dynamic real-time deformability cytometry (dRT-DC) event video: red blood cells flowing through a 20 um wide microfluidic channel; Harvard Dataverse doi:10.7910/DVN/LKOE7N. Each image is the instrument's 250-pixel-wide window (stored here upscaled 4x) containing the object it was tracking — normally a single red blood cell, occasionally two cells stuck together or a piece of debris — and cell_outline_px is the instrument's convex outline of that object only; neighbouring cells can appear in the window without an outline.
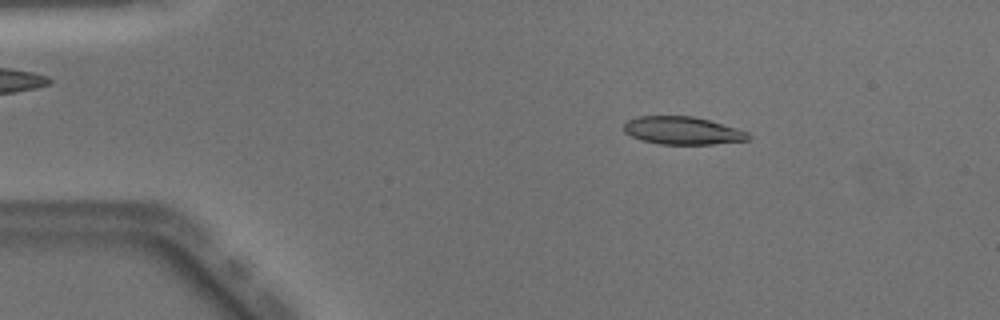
{"species": "Egyptian fruit bat (a non-hibernating species)", "species_latin": "Rousettus aegyptiacus", "temperature_condition": "warm", "stored_images_in_passage": 42, "camera_frame_rate_fps": 3000, "um_per_image_px": 0.085, "animal": {"sex": "male"}, "frame": {"image": 1, "passage_image": 1, "time_ms": 0.0, "image_size_px": [1000, 320], "cell_outline_px": [[752, 136], [748, 140], [712, 144], [660, 144], [644, 140], [632, 136], [624, 132], [624, 124], [628, 120], [640, 116], [692, 116], [708, 120], [736, 128], [748, 132]], "centroid_in_image_um": [58.03, 11.1], "position_along_channel_um": 27.0, "area_um2": 19.94}}
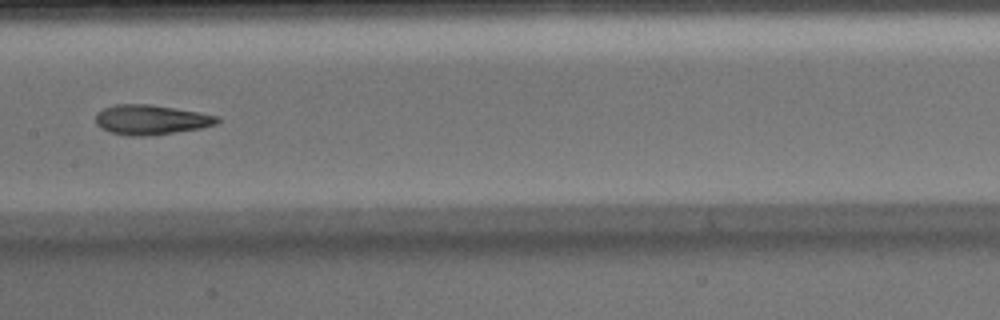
{"frame": {"image": 2, "passage_image": 18, "time_ms": 5.667, "image_size_px": [1000, 320], "cell_outline_px": [[220, 120], [216, 124], [200, 128], [152, 136], [128, 136], [108, 132], [100, 128], [96, 124], [96, 112], [104, 108], [116, 104], [148, 104], [200, 112], [220, 116]], "centroid_in_image_um": [12.82, 10.18], "position_along_channel_um": 194.6, "area_um2": 21.33}}
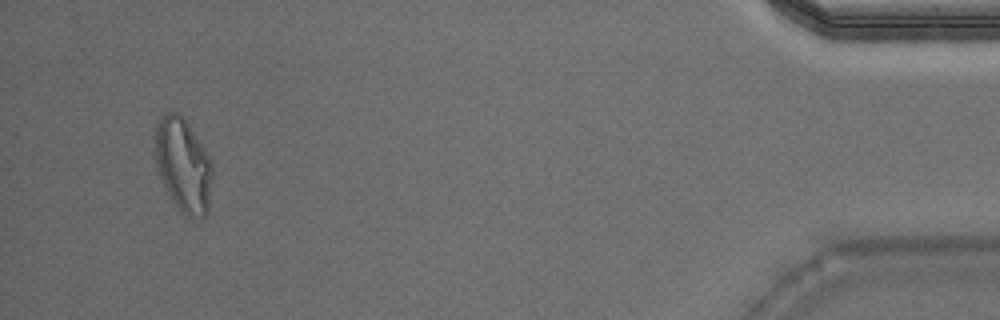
{"frame": {"image": 3, "passage_image": 40, "time_ms": 13.0, "image_size_px": [1000, 320], "cell_outline_px": [[212, 176], [208, 212], [204, 216], [188, 216], [180, 212], [164, 188], [156, 164], [156, 124], [160, 116], [164, 112], [176, 112], [188, 124], [204, 148], [212, 164]], "centroid_in_image_um": [15.57, 14.05], "position_along_channel_um": 419.6, "area_um2": 30.98}, "authors_computed_cell_mechanics": {"area_um2": 21.2704, "velocity_mm_per_s": 4.064, "shape_relaxation_time_tau1_ms": 7.0872, "shape_relaxation_time_tau2_ms": 2.239, "deformation_change_tau1": 0.2528, "deformation_change_tau2": 0.1049}}